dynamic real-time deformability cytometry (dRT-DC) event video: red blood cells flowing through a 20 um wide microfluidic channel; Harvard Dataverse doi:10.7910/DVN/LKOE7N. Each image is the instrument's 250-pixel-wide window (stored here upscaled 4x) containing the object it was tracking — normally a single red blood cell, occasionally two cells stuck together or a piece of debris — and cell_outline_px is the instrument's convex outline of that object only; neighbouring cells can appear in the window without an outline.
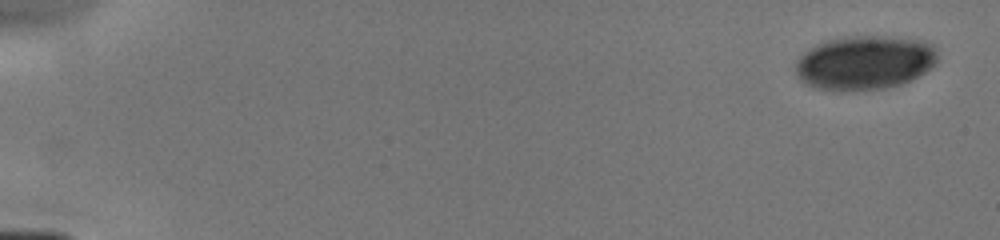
{"species": "human", "species_latin": "Homo sapiens", "temperature_condition": "cold", "stored_images_in_passage": 6, "camera_frame_rate_fps": 3000, "um_per_image_px": 0.085, "donor": {"sex": "male"}, "frame": {"image": 1, "passage_image": 1, "time_ms": 0.0, "image_size_px": [1000, 240], "cell_outline_px": [[936, 64], [932, 68], [900, 84], [884, 88], [816, 88], [804, 84], [796, 76], [796, 60], [804, 52], [828, 40], [852, 36], [884, 36], [928, 40], [936, 48]], "centroid_in_image_um": [73.53, 5.28], "position_along_channel_um": 11.5, "area_um2": 43.99}}
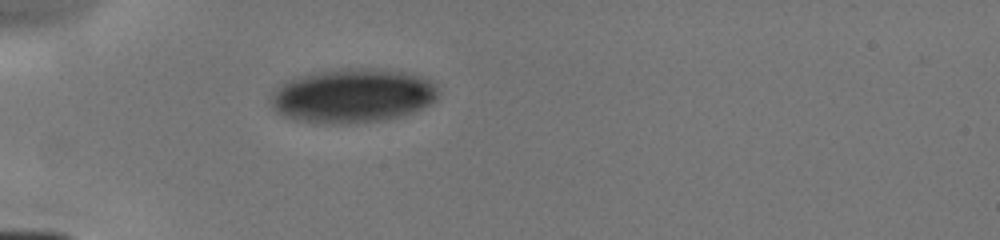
{"frame": {"image": 2, "passage_image": 6, "time_ms": 4.667, "image_size_px": [1000, 240], "cell_outline_px": [[440, 96], [436, 100], [424, 108], [400, 116], [380, 120], [348, 124], [320, 124], [292, 120], [276, 112], [272, 108], [272, 92], [284, 80], [308, 72], [340, 68], [380, 68], [404, 72], [424, 76], [432, 80], [436, 84], [440, 92]], "centroid_in_image_um": [29.97, 8.12], "position_along_channel_um": 55.0, "area_um2": 54.16}}